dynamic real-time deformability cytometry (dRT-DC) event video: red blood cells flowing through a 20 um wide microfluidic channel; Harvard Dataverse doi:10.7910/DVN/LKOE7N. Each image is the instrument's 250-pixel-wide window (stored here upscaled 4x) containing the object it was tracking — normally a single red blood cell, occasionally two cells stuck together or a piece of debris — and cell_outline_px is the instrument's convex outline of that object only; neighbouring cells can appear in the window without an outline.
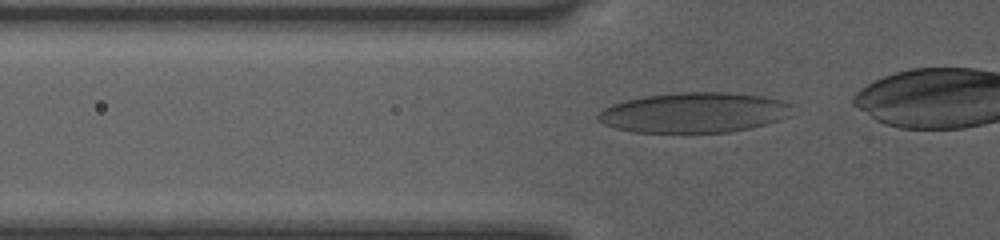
{"species": "human", "species_latin": "Homo sapiens", "temperature_condition": "room temperature", "stored_images_in_passage": 30, "camera_frame_rate_fps": 3000, "um_per_image_px": 0.085, "donor": {"sex": "female"}, "frame": {"image": 1, "passage_image": 5, "time_ms": 1.333, "image_size_px": [1000, 240], "cell_outline_px": [[792, 104], [788, 116], [780, 120], [748, 128], [728, 132], [632, 132], [616, 128], [604, 124], [596, 116], [604, 108], [612, 104], [624, 100], [644, 96], [676, 92], [728, 92], [764, 96], [780, 100]], "centroid_in_image_um": [58.98, 9.56], "position_along_channel_um": 66.8, "area_um2": 45.37}}
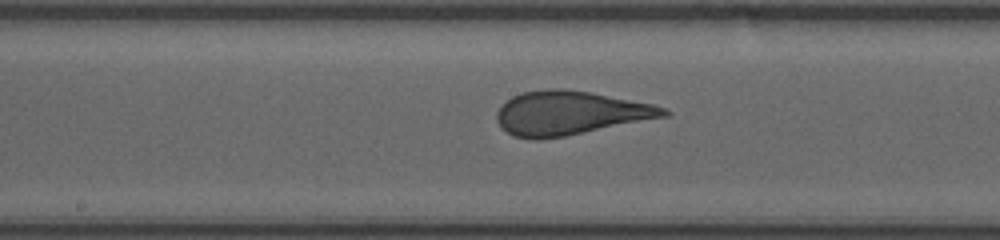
{"frame": {"image": 2, "passage_image": 15, "time_ms": 4.667, "image_size_px": [1000, 240], "cell_outline_px": [[672, 112], [668, 116], [564, 136], [512, 136], [496, 120], [496, 112], [512, 96], [524, 92], [544, 88], [564, 88], [588, 92], [652, 104], [664, 108]], "centroid_in_image_um": [48.48, 9.57], "position_along_channel_um": 199.7, "area_um2": 41.5}}
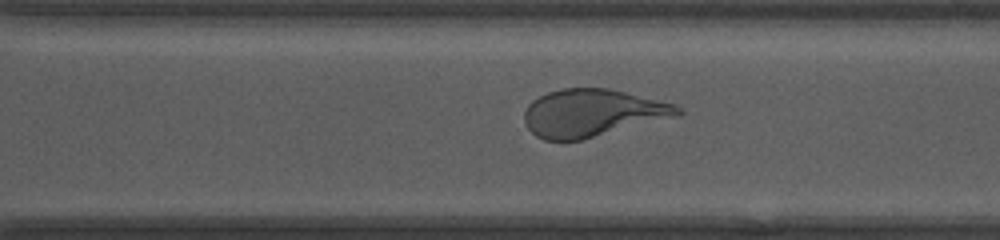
{"frame": {"image": 3, "passage_image": 24, "time_ms": 7.667, "image_size_px": [1000, 240], "cell_outline_px": [[684, 112], [680, 116], [580, 140], [544, 140], [536, 136], [528, 128], [524, 120], [524, 112], [528, 104], [532, 100], [548, 92], [564, 88], [608, 88], [676, 104]], "centroid_in_image_um": [50.37, 9.6], "position_along_channel_um": 320.2, "area_um2": 42.43}}